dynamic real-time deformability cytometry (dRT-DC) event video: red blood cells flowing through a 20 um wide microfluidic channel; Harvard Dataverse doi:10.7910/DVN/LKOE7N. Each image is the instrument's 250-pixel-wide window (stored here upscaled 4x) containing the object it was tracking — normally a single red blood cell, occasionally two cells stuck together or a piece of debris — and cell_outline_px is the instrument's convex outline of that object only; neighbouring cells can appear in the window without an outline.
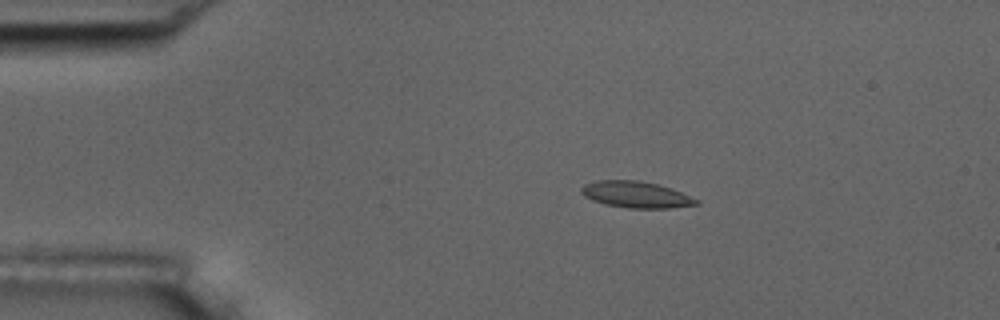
{"species": "common noctule bat (a hibernating species)", "species_latin": "Nyctalus noctula", "temperature_condition": "room temperature", "stored_images_in_passage": 6, "camera_frame_rate_fps": 3000, "um_per_image_px": 0.085, "animal": {"sex": "male", "body_mass_g": 17.5, "forearm_length_mm": 52.3}, "frame": {"image": 1, "passage_image": 4, "time_ms": 3.333, "image_size_px": [1000, 320], "cell_outline_px": [[700, 204], [668, 208], [628, 208], [604, 204], [592, 200], [584, 196], [580, 192], [580, 188], [584, 184], [596, 180], [640, 180], [672, 188], [700, 200]], "centroid_in_image_um": [54.05, 16.53], "position_along_channel_um": 31.0, "area_um2": 17.86}}
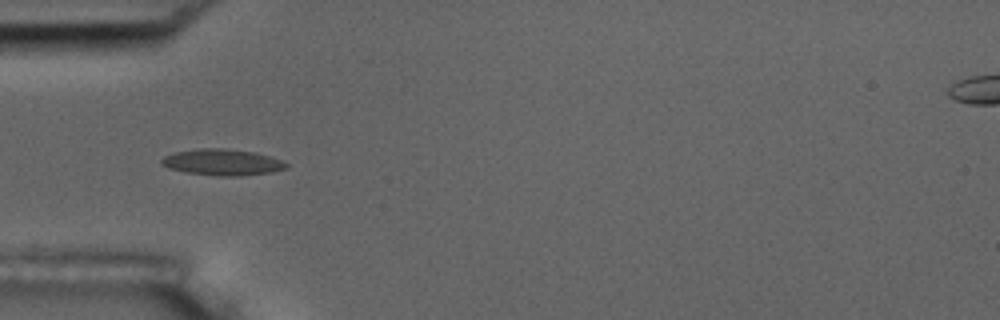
{"frame": {"image": 2, "passage_image": 6, "time_ms": 5.667, "image_size_px": [1000, 320], "cell_outline_px": [[288, 168], [272, 172], [240, 176], [216, 176], [188, 172], [168, 168], [160, 164], [160, 160], [164, 156], [172, 152], [196, 148], [224, 148], [256, 152], [272, 156], [288, 164]], "centroid_in_image_um": [18.89, 13.78], "position_along_channel_um": 66.1, "area_um2": 19.36}}